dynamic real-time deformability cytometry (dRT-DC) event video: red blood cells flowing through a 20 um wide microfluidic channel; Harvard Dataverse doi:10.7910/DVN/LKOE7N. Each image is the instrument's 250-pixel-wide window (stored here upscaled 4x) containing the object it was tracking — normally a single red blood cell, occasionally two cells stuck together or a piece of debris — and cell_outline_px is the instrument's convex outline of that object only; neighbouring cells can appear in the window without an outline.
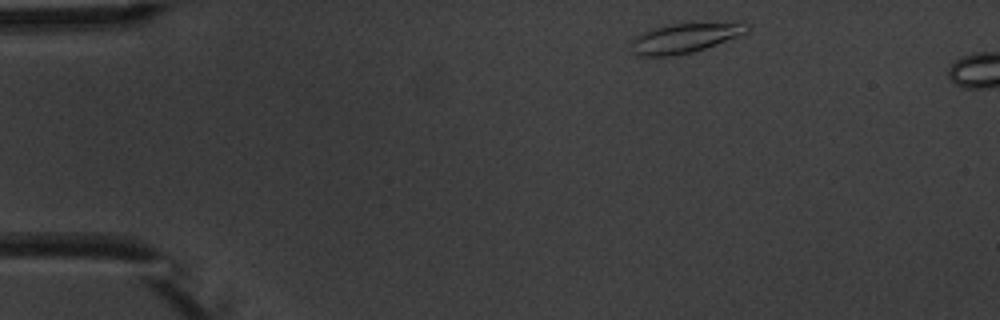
{"species": "common noctule bat (a hibernating species)", "species_latin": "Nyctalus noctula", "temperature_condition": "warm", "stored_images_in_passage": 2, "camera_frame_rate_fps": 3000, "um_per_image_px": 0.085, "animal": {"sex": "male", "body_mass_g": 20.1, "forearm_length_mm": 53.5}, "frame": {"image": 1, "passage_image": 1, "time_ms": 0.0, "image_size_px": [1000, 320], "cell_outline_px": [[752, 24], [744, 32], [736, 36], [716, 44], [692, 52], [668, 56], [636, 56], [628, 40], [632, 36], [640, 32], [672, 24]], "centroid_in_image_um": [58.02, 3.26], "position_along_channel_um": 27.0, "area_um2": 19.36}}